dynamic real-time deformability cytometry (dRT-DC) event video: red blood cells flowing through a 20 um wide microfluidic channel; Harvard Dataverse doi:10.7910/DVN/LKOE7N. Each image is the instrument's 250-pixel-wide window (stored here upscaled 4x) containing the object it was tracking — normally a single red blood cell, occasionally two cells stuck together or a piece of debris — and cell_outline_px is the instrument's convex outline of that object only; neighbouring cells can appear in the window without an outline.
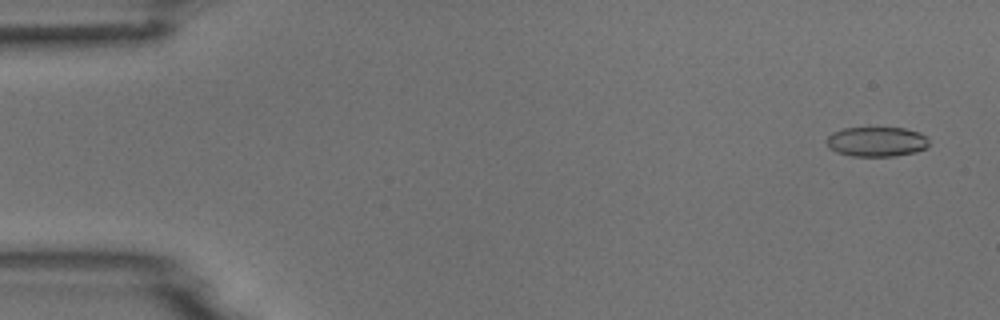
{"species": "common noctule bat (a hibernating species)", "species_latin": "Nyctalus noctula", "temperature_condition": "room temperature", "stored_images_in_passage": 5, "camera_frame_rate_fps": 3000, "um_per_image_px": 0.085, "animal": {"sex": "male", "body_mass_g": 18.8}, "frame": {"image": 1, "passage_image": 1, "time_ms": 0.0, "image_size_px": [1000, 320], "cell_outline_px": [[928, 144], [924, 148], [916, 152], [892, 156], [852, 156], [836, 152], [828, 148], [824, 140], [832, 132], [844, 128], [904, 128], [920, 132], [928, 140]], "centroid_in_image_um": [74.45, 12.04], "position_along_channel_um": 10.6, "area_um2": 17.8}}
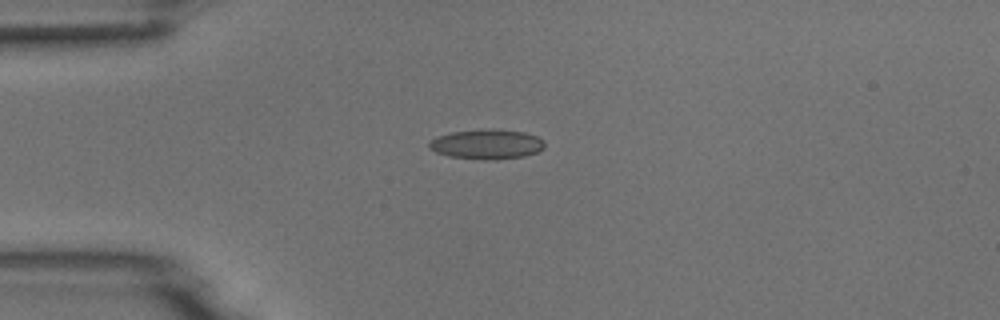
{"frame": {"image": 2, "passage_image": 4, "time_ms": 1.0, "image_size_px": [1000, 320], "cell_outline_px": [[544, 148], [540, 152], [524, 156], [492, 160], [480, 160], [448, 156], [436, 152], [428, 148], [428, 144], [436, 136], [452, 132], [492, 128], [524, 132], [536, 136], [544, 140]], "centroid_in_image_um": [41.39, 12.26], "position_along_channel_um": 43.6, "area_um2": 20.29}}